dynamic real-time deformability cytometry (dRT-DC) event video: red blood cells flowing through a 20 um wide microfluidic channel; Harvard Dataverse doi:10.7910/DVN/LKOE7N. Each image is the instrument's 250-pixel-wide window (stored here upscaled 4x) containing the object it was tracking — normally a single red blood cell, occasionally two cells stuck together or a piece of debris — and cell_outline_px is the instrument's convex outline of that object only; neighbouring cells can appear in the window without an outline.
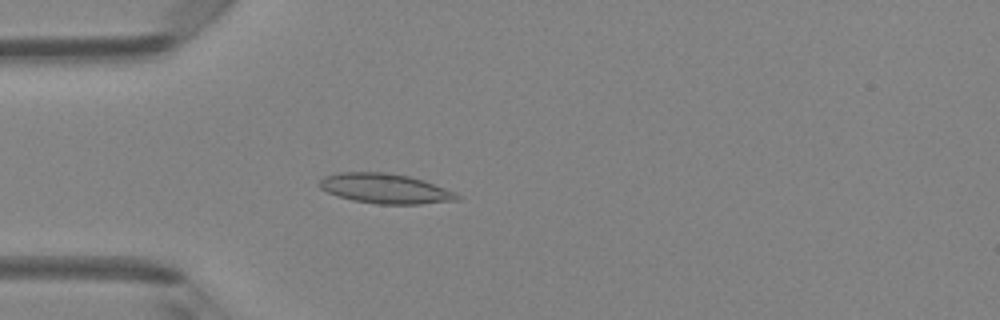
{"species": "Egyptian fruit bat (a non-hibernating species)", "species_latin": "Rousettus aegyptiacus", "temperature_condition": "room temperature", "stored_images_in_passage": 3, "camera_frame_rate_fps": 3000, "um_per_image_px": 0.085, "animal": {"sex": "female"}, "frame": {"image": 1, "passage_image": 3, "time_ms": 0.667, "image_size_px": [1000, 320], "cell_outline_px": [[464, 196], [460, 200], [420, 204], [376, 204], [352, 200], [328, 192], [320, 188], [316, 184], [324, 176], [336, 172], [388, 172], [408, 176], [424, 180], [456, 192]], "centroid_in_image_um": [32.77, 16.02], "position_along_channel_um": 52.2, "area_um2": 24.28}}